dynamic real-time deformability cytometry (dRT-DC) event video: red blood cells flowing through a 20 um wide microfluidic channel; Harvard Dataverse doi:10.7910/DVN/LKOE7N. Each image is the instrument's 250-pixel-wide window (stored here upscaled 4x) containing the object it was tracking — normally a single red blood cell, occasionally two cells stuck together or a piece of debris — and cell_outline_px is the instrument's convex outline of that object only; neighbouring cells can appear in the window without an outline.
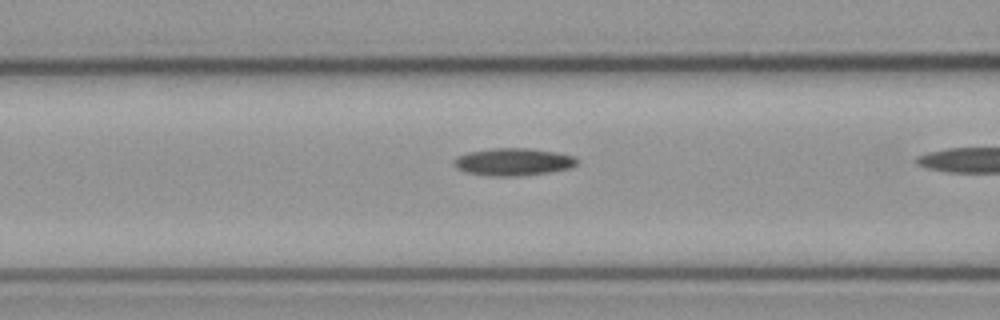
{"species": "common noctule bat (a hibernating species)", "species_latin": "Nyctalus noctula", "temperature_condition": "cold", "stored_images_in_passage": 4, "camera_frame_rate_fps": 3000, "um_per_image_px": 0.085, "animal": {"sex": "male", "body_mass_g": 23.1, "forearm_length_mm": 52.7}, "frame": {"image": 1, "passage_image": 3, "time_ms": 0.667, "image_size_px": [1000, 320], "cell_outline_px": [[580, 160], [576, 164], [568, 168], [548, 172], [520, 176], [492, 176], [464, 172], [456, 168], [452, 164], [452, 160], [456, 156], [468, 152], [492, 148], [528, 148], [556, 152], [576, 156]], "centroid_in_image_um": [43.59, 13.75], "position_along_channel_um": 123.0, "area_um2": 19.88}}